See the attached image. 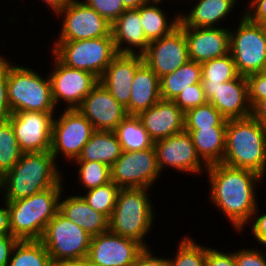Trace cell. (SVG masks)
Returning a JSON list of instances; mask_svg holds the SVG:
<instances>
[{
    "mask_svg": "<svg viewBox=\"0 0 266 266\" xmlns=\"http://www.w3.org/2000/svg\"><path fill=\"white\" fill-rule=\"evenodd\" d=\"M210 201L228 217L239 231L257 214L255 186L263 177L258 173L222 163L209 165Z\"/></svg>",
    "mask_w": 266,
    "mask_h": 266,
    "instance_id": "1",
    "label": "cell"
},
{
    "mask_svg": "<svg viewBox=\"0 0 266 266\" xmlns=\"http://www.w3.org/2000/svg\"><path fill=\"white\" fill-rule=\"evenodd\" d=\"M55 161L50 151L23 153L18 163L0 178V189L5 191L3 200L30 197L61 184Z\"/></svg>",
    "mask_w": 266,
    "mask_h": 266,
    "instance_id": "2",
    "label": "cell"
},
{
    "mask_svg": "<svg viewBox=\"0 0 266 266\" xmlns=\"http://www.w3.org/2000/svg\"><path fill=\"white\" fill-rule=\"evenodd\" d=\"M222 164L266 174V134L253 116L227 121Z\"/></svg>",
    "mask_w": 266,
    "mask_h": 266,
    "instance_id": "3",
    "label": "cell"
},
{
    "mask_svg": "<svg viewBox=\"0 0 266 266\" xmlns=\"http://www.w3.org/2000/svg\"><path fill=\"white\" fill-rule=\"evenodd\" d=\"M62 184L30 197L6 201L11 235L18 240H41L49 221L59 211Z\"/></svg>",
    "mask_w": 266,
    "mask_h": 266,
    "instance_id": "4",
    "label": "cell"
},
{
    "mask_svg": "<svg viewBox=\"0 0 266 266\" xmlns=\"http://www.w3.org/2000/svg\"><path fill=\"white\" fill-rule=\"evenodd\" d=\"M148 188H122L109 219V230L122 237L133 239L148 248L144 237L153 225V207Z\"/></svg>",
    "mask_w": 266,
    "mask_h": 266,
    "instance_id": "5",
    "label": "cell"
},
{
    "mask_svg": "<svg viewBox=\"0 0 266 266\" xmlns=\"http://www.w3.org/2000/svg\"><path fill=\"white\" fill-rule=\"evenodd\" d=\"M46 79L31 68L11 64L8 67L7 94L12 113L55 112L50 78Z\"/></svg>",
    "mask_w": 266,
    "mask_h": 266,
    "instance_id": "6",
    "label": "cell"
},
{
    "mask_svg": "<svg viewBox=\"0 0 266 266\" xmlns=\"http://www.w3.org/2000/svg\"><path fill=\"white\" fill-rule=\"evenodd\" d=\"M55 56L62 64L94 74L99 79L118 54L112 36L77 41H55Z\"/></svg>",
    "mask_w": 266,
    "mask_h": 266,
    "instance_id": "7",
    "label": "cell"
},
{
    "mask_svg": "<svg viewBox=\"0 0 266 266\" xmlns=\"http://www.w3.org/2000/svg\"><path fill=\"white\" fill-rule=\"evenodd\" d=\"M229 53L240 76L262 72L266 63V25L243 15L236 32L230 31Z\"/></svg>",
    "mask_w": 266,
    "mask_h": 266,
    "instance_id": "8",
    "label": "cell"
},
{
    "mask_svg": "<svg viewBox=\"0 0 266 266\" xmlns=\"http://www.w3.org/2000/svg\"><path fill=\"white\" fill-rule=\"evenodd\" d=\"M92 236L59 211L49 221L41 238L51 260L87 258Z\"/></svg>",
    "mask_w": 266,
    "mask_h": 266,
    "instance_id": "9",
    "label": "cell"
},
{
    "mask_svg": "<svg viewBox=\"0 0 266 266\" xmlns=\"http://www.w3.org/2000/svg\"><path fill=\"white\" fill-rule=\"evenodd\" d=\"M94 132L93 125L78 109H65L59 118L54 117L50 152L55 159L62 152L75 161Z\"/></svg>",
    "mask_w": 266,
    "mask_h": 266,
    "instance_id": "10",
    "label": "cell"
},
{
    "mask_svg": "<svg viewBox=\"0 0 266 266\" xmlns=\"http://www.w3.org/2000/svg\"><path fill=\"white\" fill-rule=\"evenodd\" d=\"M160 172L154 147L123 151L111 167V181L120 189L149 188L160 176Z\"/></svg>",
    "mask_w": 266,
    "mask_h": 266,
    "instance_id": "11",
    "label": "cell"
},
{
    "mask_svg": "<svg viewBox=\"0 0 266 266\" xmlns=\"http://www.w3.org/2000/svg\"><path fill=\"white\" fill-rule=\"evenodd\" d=\"M64 16L56 41H77L111 35V23L84 1L72 0L56 15Z\"/></svg>",
    "mask_w": 266,
    "mask_h": 266,
    "instance_id": "12",
    "label": "cell"
},
{
    "mask_svg": "<svg viewBox=\"0 0 266 266\" xmlns=\"http://www.w3.org/2000/svg\"><path fill=\"white\" fill-rule=\"evenodd\" d=\"M54 112L24 111L12 113L7 119L23 153L44 152L51 149Z\"/></svg>",
    "mask_w": 266,
    "mask_h": 266,
    "instance_id": "13",
    "label": "cell"
},
{
    "mask_svg": "<svg viewBox=\"0 0 266 266\" xmlns=\"http://www.w3.org/2000/svg\"><path fill=\"white\" fill-rule=\"evenodd\" d=\"M54 58L55 67L49 76L54 104L57 106L56 103L62 99L68 106L66 109H77L99 83V78L92 73L67 67Z\"/></svg>",
    "mask_w": 266,
    "mask_h": 266,
    "instance_id": "14",
    "label": "cell"
},
{
    "mask_svg": "<svg viewBox=\"0 0 266 266\" xmlns=\"http://www.w3.org/2000/svg\"><path fill=\"white\" fill-rule=\"evenodd\" d=\"M142 56L159 78L174 72L190 60L183 29L178 26L170 34L149 42Z\"/></svg>",
    "mask_w": 266,
    "mask_h": 266,
    "instance_id": "15",
    "label": "cell"
},
{
    "mask_svg": "<svg viewBox=\"0 0 266 266\" xmlns=\"http://www.w3.org/2000/svg\"><path fill=\"white\" fill-rule=\"evenodd\" d=\"M145 247L110 230L92 236L87 259L100 266H132Z\"/></svg>",
    "mask_w": 266,
    "mask_h": 266,
    "instance_id": "16",
    "label": "cell"
},
{
    "mask_svg": "<svg viewBox=\"0 0 266 266\" xmlns=\"http://www.w3.org/2000/svg\"><path fill=\"white\" fill-rule=\"evenodd\" d=\"M154 148L160 171L165 169V165L179 172H192L193 174L202 172V167L208 168L198 156L191 135L185 130L155 141Z\"/></svg>",
    "mask_w": 266,
    "mask_h": 266,
    "instance_id": "17",
    "label": "cell"
},
{
    "mask_svg": "<svg viewBox=\"0 0 266 266\" xmlns=\"http://www.w3.org/2000/svg\"><path fill=\"white\" fill-rule=\"evenodd\" d=\"M204 95L226 120L252 116L248 83L244 76H238L217 87H203Z\"/></svg>",
    "mask_w": 266,
    "mask_h": 266,
    "instance_id": "18",
    "label": "cell"
},
{
    "mask_svg": "<svg viewBox=\"0 0 266 266\" xmlns=\"http://www.w3.org/2000/svg\"><path fill=\"white\" fill-rule=\"evenodd\" d=\"M93 125L95 131H114L127 116L123 107L99 82L77 108Z\"/></svg>",
    "mask_w": 266,
    "mask_h": 266,
    "instance_id": "19",
    "label": "cell"
},
{
    "mask_svg": "<svg viewBox=\"0 0 266 266\" xmlns=\"http://www.w3.org/2000/svg\"><path fill=\"white\" fill-rule=\"evenodd\" d=\"M185 33L189 59L203 63L229 54L230 31L218 27H181Z\"/></svg>",
    "mask_w": 266,
    "mask_h": 266,
    "instance_id": "20",
    "label": "cell"
},
{
    "mask_svg": "<svg viewBox=\"0 0 266 266\" xmlns=\"http://www.w3.org/2000/svg\"><path fill=\"white\" fill-rule=\"evenodd\" d=\"M143 62V56L138 53H118L99 79V82L123 107L129 104L135 72Z\"/></svg>",
    "mask_w": 266,
    "mask_h": 266,
    "instance_id": "21",
    "label": "cell"
},
{
    "mask_svg": "<svg viewBox=\"0 0 266 266\" xmlns=\"http://www.w3.org/2000/svg\"><path fill=\"white\" fill-rule=\"evenodd\" d=\"M137 116L154 142L184 131L185 113L171 100L160 99Z\"/></svg>",
    "mask_w": 266,
    "mask_h": 266,
    "instance_id": "22",
    "label": "cell"
},
{
    "mask_svg": "<svg viewBox=\"0 0 266 266\" xmlns=\"http://www.w3.org/2000/svg\"><path fill=\"white\" fill-rule=\"evenodd\" d=\"M111 35L116 51L120 54H136L132 48L134 46L140 50L138 54L142 55L149 45L142 28L139 8L126 9L111 24ZM124 44H128V47L123 46Z\"/></svg>",
    "mask_w": 266,
    "mask_h": 266,
    "instance_id": "23",
    "label": "cell"
},
{
    "mask_svg": "<svg viewBox=\"0 0 266 266\" xmlns=\"http://www.w3.org/2000/svg\"><path fill=\"white\" fill-rule=\"evenodd\" d=\"M160 99V78L143 62L135 72L130 101L125 107L126 113L127 115H138L155 105Z\"/></svg>",
    "mask_w": 266,
    "mask_h": 266,
    "instance_id": "24",
    "label": "cell"
},
{
    "mask_svg": "<svg viewBox=\"0 0 266 266\" xmlns=\"http://www.w3.org/2000/svg\"><path fill=\"white\" fill-rule=\"evenodd\" d=\"M59 212L91 236L109 230V219L101 212L95 211L80 196H70L59 201Z\"/></svg>",
    "mask_w": 266,
    "mask_h": 266,
    "instance_id": "25",
    "label": "cell"
},
{
    "mask_svg": "<svg viewBox=\"0 0 266 266\" xmlns=\"http://www.w3.org/2000/svg\"><path fill=\"white\" fill-rule=\"evenodd\" d=\"M197 3L189 15L180 14V27L214 28L217 22L225 19L232 11L236 0H199Z\"/></svg>",
    "mask_w": 266,
    "mask_h": 266,
    "instance_id": "26",
    "label": "cell"
},
{
    "mask_svg": "<svg viewBox=\"0 0 266 266\" xmlns=\"http://www.w3.org/2000/svg\"><path fill=\"white\" fill-rule=\"evenodd\" d=\"M122 152L114 131H95L75 160L102 162L112 167Z\"/></svg>",
    "mask_w": 266,
    "mask_h": 266,
    "instance_id": "27",
    "label": "cell"
},
{
    "mask_svg": "<svg viewBox=\"0 0 266 266\" xmlns=\"http://www.w3.org/2000/svg\"><path fill=\"white\" fill-rule=\"evenodd\" d=\"M185 131L191 135L198 156L207 166L222 163L226 148V127Z\"/></svg>",
    "mask_w": 266,
    "mask_h": 266,
    "instance_id": "28",
    "label": "cell"
},
{
    "mask_svg": "<svg viewBox=\"0 0 266 266\" xmlns=\"http://www.w3.org/2000/svg\"><path fill=\"white\" fill-rule=\"evenodd\" d=\"M201 63L189 60L174 72L160 78L161 99L173 101L189 85L201 83Z\"/></svg>",
    "mask_w": 266,
    "mask_h": 266,
    "instance_id": "29",
    "label": "cell"
},
{
    "mask_svg": "<svg viewBox=\"0 0 266 266\" xmlns=\"http://www.w3.org/2000/svg\"><path fill=\"white\" fill-rule=\"evenodd\" d=\"M162 1H149L139 7L140 19L145 37L148 42L158 40L179 26L180 14L169 23L167 17L157 3ZM154 5H152V4ZM157 5V6H156Z\"/></svg>",
    "mask_w": 266,
    "mask_h": 266,
    "instance_id": "30",
    "label": "cell"
},
{
    "mask_svg": "<svg viewBox=\"0 0 266 266\" xmlns=\"http://www.w3.org/2000/svg\"><path fill=\"white\" fill-rule=\"evenodd\" d=\"M122 151H140L154 147V140L137 115H127L114 130Z\"/></svg>",
    "mask_w": 266,
    "mask_h": 266,
    "instance_id": "31",
    "label": "cell"
},
{
    "mask_svg": "<svg viewBox=\"0 0 266 266\" xmlns=\"http://www.w3.org/2000/svg\"><path fill=\"white\" fill-rule=\"evenodd\" d=\"M11 257L8 266H51L52 261L40 240H19Z\"/></svg>",
    "mask_w": 266,
    "mask_h": 266,
    "instance_id": "32",
    "label": "cell"
},
{
    "mask_svg": "<svg viewBox=\"0 0 266 266\" xmlns=\"http://www.w3.org/2000/svg\"><path fill=\"white\" fill-rule=\"evenodd\" d=\"M202 87H217L239 76L232 56L229 54L201 63Z\"/></svg>",
    "mask_w": 266,
    "mask_h": 266,
    "instance_id": "33",
    "label": "cell"
},
{
    "mask_svg": "<svg viewBox=\"0 0 266 266\" xmlns=\"http://www.w3.org/2000/svg\"><path fill=\"white\" fill-rule=\"evenodd\" d=\"M22 154L11 122L0 120V178L18 163Z\"/></svg>",
    "mask_w": 266,
    "mask_h": 266,
    "instance_id": "34",
    "label": "cell"
},
{
    "mask_svg": "<svg viewBox=\"0 0 266 266\" xmlns=\"http://www.w3.org/2000/svg\"><path fill=\"white\" fill-rule=\"evenodd\" d=\"M184 130H201V128L226 127L227 121L209 102L185 112Z\"/></svg>",
    "mask_w": 266,
    "mask_h": 266,
    "instance_id": "35",
    "label": "cell"
},
{
    "mask_svg": "<svg viewBox=\"0 0 266 266\" xmlns=\"http://www.w3.org/2000/svg\"><path fill=\"white\" fill-rule=\"evenodd\" d=\"M119 191L120 188L111 181L103 186L89 189L86 195L81 196L95 211L101 212L110 219L117 202Z\"/></svg>",
    "mask_w": 266,
    "mask_h": 266,
    "instance_id": "36",
    "label": "cell"
},
{
    "mask_svg": "<svg viewBox=\"0 0 266 266\" xmlns=\"http://www.w3.org/2000/svg\"><path fill=\"white\" fill-rule=\"evenodd\" d=\"M79 164L78 178L82 185L89 189L111 182V167L94 161H76Z\"/></svg>",
    "mask_w": 266,
    "mask_h": 266,
    "instance_id": "37",
    "label": "cell"
},
{
    "mask_svg": "<svg viewBox=\"0 0 266 266\" xmlns=\"http://www.w3.org/2000/svg\"><path fill=\"white\" fill-rule=\"evenodd\" d=\"M176 257L169 260V266H205L206 265V247L198 245L189 237L180 241Z\"/></svg>",
    "mask_w": 266,
    "mask_h": 266,
    "instance_id": "38",
    "label": "cell"
},
{
    "mask_svg": "<svg viewBox=\"0 0 266 266\" xmlns=\"http://www.w3.org/2000/svg\"><path fill=\"white\" fill-rule=\"evenodd\" d=\"M173 101L184 113L208 102L201 83L189 85V88L182 90Z\"/></svg>",
    "mask_w": 266,
    "mask_h": 266,
    "instance_id": "39",
    "label": "cell"
},
{
    "mask_svg": "<svg viewBox=\"0 0 266 266\" xmlns=\"http://www.w3.org/2000/svg\"><path fill=\"white\" fill-rule=\"evenodd\" d=\"M85 3L111 24L126 10L122 0H85Z\"/></svg>",
    "mask_w": 266,
    "mask_h": 266,
    "instance_id": "40",
    "label": "cell"
},
{
    "mask_svg": "<svg viewBox=\"0 0 266 266\" xmlns=\"http://www.w3.org/2000/svg\"><path fill=\"white\" fill-rule=\"evenodd\" d=\"M249 101L252 109L261 101L266 99V75L262 72L248 75Z\"/></svg>",
    "mask_w": 266,
    "mask_h": 266,
    "instance_id": "41",
    "label": "cell"
},
{
    "mask_svg": "<svg viewBox=\"0 0 266 266\" xmlns=\"http://www.w3.org/2000/svg\"><path fill=\"white\" fill-rule=\"evenodd\" d=\"M10 65L7 58L4 59L0 56V120H5L12 114L7 94L8 67Z\"/></svg>",
    "mask_w": 266,
    "mask_h": 266,
    "instance_id": "42",
    "label": "cell"
},
{
    "mask_svg": "<svg viewBox=\"0 0 266 266\" xmlns=\"http://www.w3.org/2000/svg\"><path fill=\"white\" fill-rule=\"evenodd\" d=\"M237 266H266V257L261 251L242 249L234 252Z\"/></svg>",
    "mask_w": 266,
    "mask_h": 266,
    "instance_id": "43",
    "label": "cell"
},
{
    "mask_svg": "<svg viewBox=\"0 0 266 266\" xmlns=\"http://www.w3.org/2000/svg\"><path fill=\"white\" fill-rule=\"evenodd\" d=\"M205 266H237L233 253H223L219 250L206 247Z\"/></svg>",
    "mask_w": 266,
    "mask_h": 266,
    "instance_id": "44",
    "label": "cell"
},
{
    "mask_svg": "<svg viewBox=\"0 0 266 266\" xmlns=\"http://www.w3.org/2000/svg\"><path fill=\"white\" fill-rule=\"evenodd\" d=\"M250 2L249 11L244 15L254 23L266 25V0H251Z\"/></svg>",
    "mask_w": 266,
    "mask_h": 266,
    "instance_id": "45",
    "label": "cell"
},
{
    "mask_svg": "<svg viewBox=\"0 0 266 266\" xmlns=\"http://www.w3.org/2000/svg\"><path fill=\"white\" fill-rule=\"evenodd\" d=\"M18 241L11 234L0 236V266H8L9 257Z\"/></svg>",
    "mask_w": 266,
    "mask_h": 266,
    "instance_id": "46",
    "label": "cell"
},
{
    "mask_svg": "<svg viewBox=\"0 0 266 266\" xmlns=\"http://www.w3.org/2000/svg\"><path fill=\"white\" fill-rule=\"evenodd\" d=\"M148 248H145L137 257L132 266H169L168 258L155 257ZM153 255V256H152Z\"/></svg>",
    "mask_w": 266,
    "mask_h": 266,
    "instance_id": "47",
    "label": "cell"
},
{
    "mask_svg": "<svg viewBox=\"0 0 266 266\" xmlns=\"http://www.w3.org/2000/svg\"><path fill=\"white\" fill-rule=\"evenodd\" d=\"M255 220V222H251L253 223L251 227L253 237L258 240V243L264 245L266 243V213L260 217L256 216Z\"/></svg>",
    "mask_w": 266,
    "mask_h": 266,
    "instance_id": "48",
    "label": "cell"
},
{
    "mask_svg": "<svg viewBox=\"0 0 266 266\" xmlns=\"http://www.w3.org/2000/svg\"><path fill=\"white\" fill-rule=\"evenodd\" d=\"M11 234L9 210L5 201L4 207L0 206V236Z\"/></svg>",
    "mask_w": 266,
    "mask_h": 266,
    "instance_id": "49",
    "label": "cell"
},
{
    "mask_svg": "<svg viewBox=\"0 0 266 266\" xmlns=\"http://www.w3.org/2000/svg\"><path fill=\"white\" fill-rule=\"evenodd\" d=\"M252 116L263 124L266 121V99L261 100L253 109Z\"/></svg>",
    "mask_w": 266,
    "mask_h": 266,
    "instance_id": "50",
    "label": "cell"
},
{
    "mask_svg": "<svg viewBox=\"0 0 266 266\" xmlns=\"http://www.w3.org/2000/svg\"><path fill=\"white\" fill-rule=\"evenodd\" d=\"M51 266H85V258L67 259V260H52Z\"/></svg>",
    "mask_w": 266,
    "mask_h": 266,
    "instance_id": "51",
    "label": "cell"
},
{
    "mask_svg": "<svg viewBox=\"0 0 266 266\" xmlns=\"http://www.w3.org/2000/svg\"><path fill=\"white\" fill-rule=\"evenodd\" d=\"M56 14L64 9L72 0H43Z\"/></svg>",
    "mask_w": 266,
    "mask_h": 266,
    "instance_id": "52",
    "label": "cell"
},
{
    "mask_svg": "<svg viewBox=\"0 0 266 266\" xmlns=\"http://www.w3.org/2000/svg\"><path fill=\"white\" fill-rule=\"evenodd\" d=\"M150 0H122L126 9H138L141 5L148 3Z\"/></svg>",
    "mask_w": 266,
    "mask_h": 266,
    "instance_id": "53",
    "label": "cell"
},
{
    "mask_svg": "<svg viewBox=\"0 0 266 266\" xmlns=\"http://www.w3.org/2000/svg\"><path fill=\"white\" fill-rule=\"evenodd\" d=\"M85 266H100V265L94 264L91 261H89L87 258H85Z\"/></svg>",
    "mask_w": 266,
    "mask_h": 266,
    "instance_id": "54",
    "label": "cell"
},
{
    "mask_svg": "<svg viewBox=\"0 0 266 266\" xmlns=\"http://www.w3.org/2000/svg\"><path fill=\"white\" fill-rule=\"evenodd\" d=\"M262 125H263V128H264V132L266 134V121Z\"/></svg>",
    "mask_w": 266,
    "mask_h": 266,
    "instance_id": "55",
    "label": "cell"
},
{
    "mask_svg": "<svg viewBox=\"0 0 266 266\" xmlns=\"http://www.w3.org/2000/svg\"><path fill=\"white\" fill-rule=\"evenodd\" d=\"M262 73L266 75V63H265V66H264Z\"/></svg>",
    "mask_w": 266,
    "mask_h": 266,
    "instance_id": "56",
    "label": "cell"
}]
</instances>
